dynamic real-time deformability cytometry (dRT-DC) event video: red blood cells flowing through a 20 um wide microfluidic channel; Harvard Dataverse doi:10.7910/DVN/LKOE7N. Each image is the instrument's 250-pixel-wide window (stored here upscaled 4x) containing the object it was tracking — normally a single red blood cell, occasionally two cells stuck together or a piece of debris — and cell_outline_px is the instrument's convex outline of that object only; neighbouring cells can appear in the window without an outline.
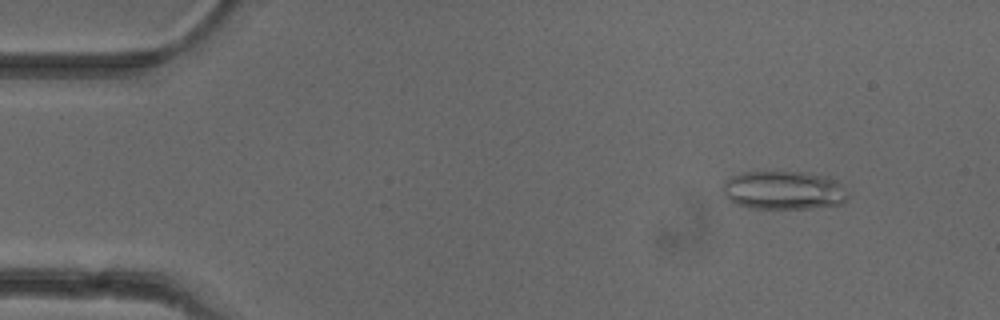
{"species": "common noctule bat (a hibernating species)", "species_latin": "Nyctalus noctula", "temperature_condition": "cold", "stored_images_in_passage": 52, "camera_frame_rate_fps": 3000, "um_per_image_px": 0.085, "animal": {"sex": "female"}, "frame": {"image": 1, "passage_image": 6, "time_ms": 1.667, "image_size_px": [1000, 320], "cell_outline_px": [[848, 196], [844, 204], [808, 208], [752, 208], [736, 204], [728, 200], [724, 196], [724, 180], [740, 172], [804, 172], [828, 176], [836, 180], [848, 192]], "centroid_in_image_um": [66.62, 16.17], "position_along_channel_um": 18.4, "area_um2": 28.26}}
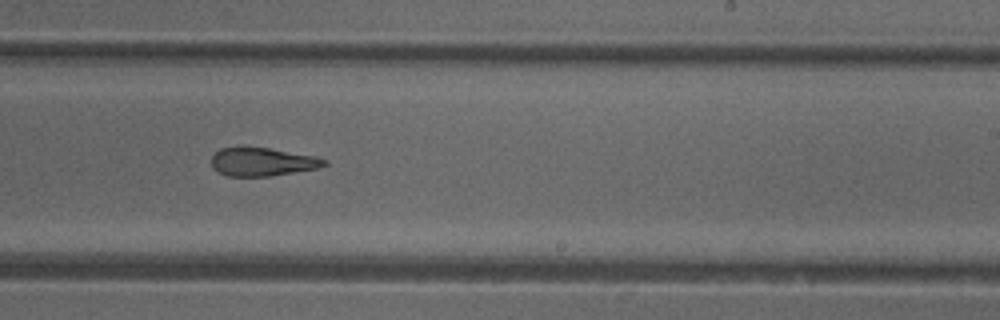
{"frame": {"image": 2, "passage_image": 32, "time_ms": 10.333, "image_size_px": [1000, 320], "cell_outline_px": [[328, 164], [320, 168], [268, 176], [228, 176], [212, 168], [212, 156], [220, 148], [236, 144], [268, 148], [316, 156], [328, 160]], "centroid_in_image_um": [22.28, 13.72], "position_along_channel_um": 266.7, "area_um2": 19.13}}
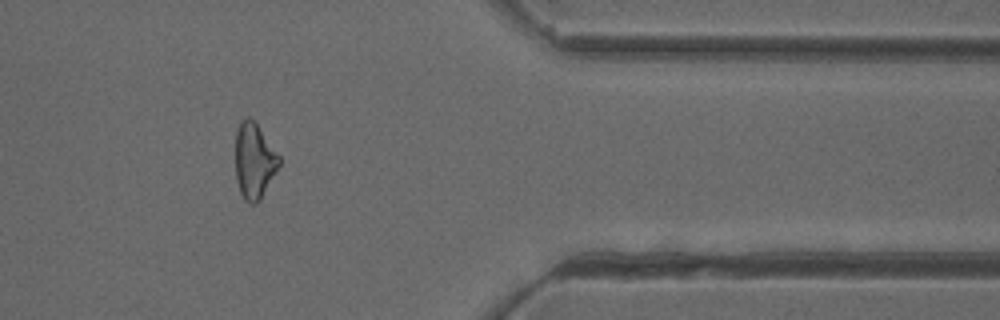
{"frame": {"image": 3, "passage_image": 43, "time_ms": 14.0, "image_size_px": [1000, 320], "cell_outline_px": [[280, 164], [276, 172], [260, 200], [256, 204], [252, 204], [244, 200], [240, 192], [236, 180], [236, 132], [240, 120], [248, 116], [256, 124], [280, 156]], "centroid_in_image_um": [21.6, 13.69], "position_along_channel_um": 389.8, "area_um2": 19.13}, "authors_computed_cell_mechanics": {"area_um2": 20.6057, "velocity_mm_per_s": 3.9588, "shape_relaxation_time_tau1_ms": null, "shape_relaxation_time_tau2_ms": 3.4453, "deformation_change_tau1": null, "deformation_change_tau2": 0.1433}}